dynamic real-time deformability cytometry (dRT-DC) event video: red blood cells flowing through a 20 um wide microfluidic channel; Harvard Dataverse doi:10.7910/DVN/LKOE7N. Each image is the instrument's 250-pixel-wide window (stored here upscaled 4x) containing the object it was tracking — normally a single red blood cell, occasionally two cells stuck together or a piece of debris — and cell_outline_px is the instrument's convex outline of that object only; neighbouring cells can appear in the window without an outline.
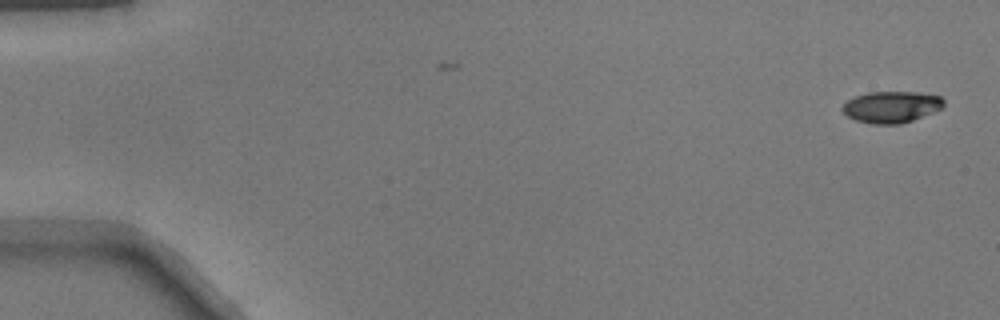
{"species": "common noctule bat (a hibernating species)", "species_latin": "Nyctalus noctula", "temperature_condition": "warm", "stored_images_in_passage": 50, "camera_frame_rate_fps": 3000, "um_per_image_px": 0.085, "animal": {"sex": "male", "body_mass_g": 17.9}, "frame": {"image": 1, "passage_image": 1, "time_ms": 0.0, "image_size_px": [1000, 320], "cell_outline_px": [[944, 104], [940, 108], [932, 112], [912, 120], [900, 124], [872, 124], [856, 120], [848, 116], [840, 108], [848, 100], [856, 96], [868, 92], [916, 92], [940, 96], [944, 100]], "centroid_in_image_um": [75.75, 9.09], "position_along_channel_um": 9.3, "area_um2": 18.38}}
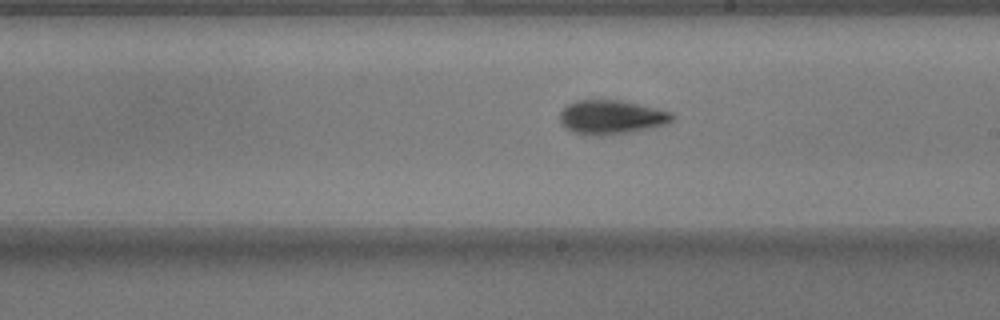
{"frame": {"image": 2, "passage_image": 29, "time_ms": 9.333, "image_size_px": [1000, 320], "cell_outline_px": [[672, 120], [668, 124], [652, 128], [628, 132], [600, 136], [592, 136], [572, 132], [564, 128], [560, 124], [560, 112], [568, 104], [576, 100], [620, 100], [656, 108], [672, 112]], "centroid_in_image_um": [51.93, 9.97], "position_along_channel_um": 237.1, "area_um2": 22.43}}
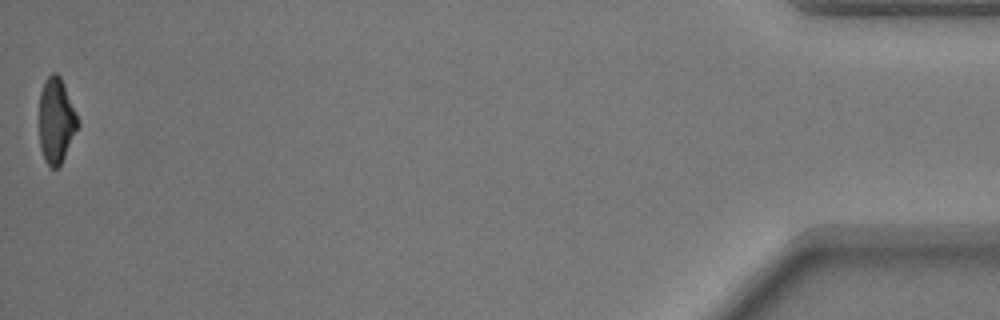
{"frame": {"image": 3, "passage_image": 50, "time_ms": 16.333, "image_size_px": [1000, 320], "cell_outline_px": [[80, 124], [60, 164], [56, 168], [52, 168], [44, 160], [40, 148], [40, 92], [44, 80], [52, 72], [56, 72], [60, 76], [80, 120]], "centroid_in_image_um": [4.78, 10.22], "position_along_channel_um": 430.4, "area_um2": 19.13}}